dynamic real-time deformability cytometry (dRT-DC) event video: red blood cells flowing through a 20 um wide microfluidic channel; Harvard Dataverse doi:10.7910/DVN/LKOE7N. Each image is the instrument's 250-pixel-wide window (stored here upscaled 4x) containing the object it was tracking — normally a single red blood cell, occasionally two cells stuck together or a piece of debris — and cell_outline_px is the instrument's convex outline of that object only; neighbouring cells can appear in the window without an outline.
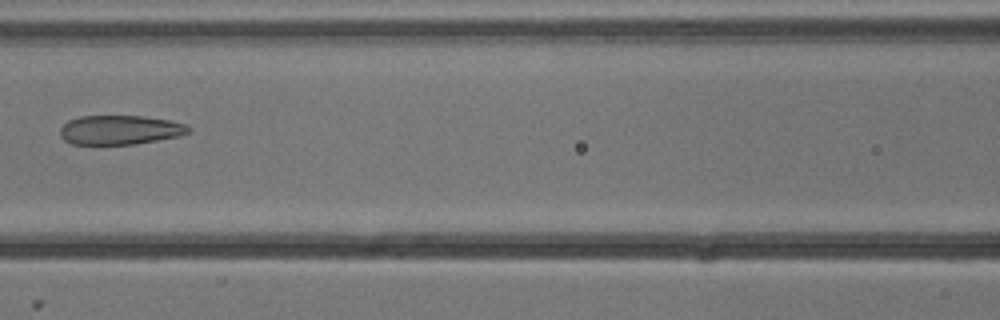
{"species": "common noctule bat (a hibernating species)", "species_latin": "Nyctalus noctula", "temperature_condition": "cold", "stored_images_in_passage": 7, "camera_frame_rate_fps": 3000, "um_per_image_px": 0.085, "animal": {"sex": "male", "body_mass_g": 13.3}, "frame": {"image": 1, "passage_image": 7, "time_ms": 2.0, "image_size_px": [1000, 320], "cell_outline_px": [[192, 132], [180, 136], [136, 144], [72, 144], [64, 140], [60, 136], [60, 128], [68, 120], [80, 116], [144, 116], [168, 120], [188, 124], [192, 128]], "centroid_in_image_um": [10.24, 11.04], "position_along_channel_um": 156.4, "area_um2": 22.14}}